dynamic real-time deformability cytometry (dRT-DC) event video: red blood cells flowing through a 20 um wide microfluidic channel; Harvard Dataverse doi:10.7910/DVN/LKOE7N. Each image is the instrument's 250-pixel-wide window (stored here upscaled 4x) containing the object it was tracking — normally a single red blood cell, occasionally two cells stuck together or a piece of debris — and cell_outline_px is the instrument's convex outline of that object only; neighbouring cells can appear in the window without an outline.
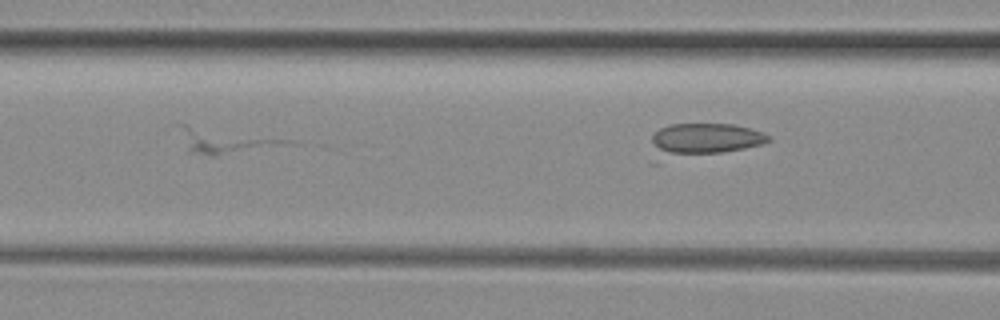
{"species": "common noctule bat (a hibernating species)", "species_latin": "Nyctalus noctula", "temperature_condition": "room temperature", "stored_images_in_passage": 19, "camera_frame_rate_fps": 3000, "um_per_image_px": 0.085, "animal": {"sex": "female", "body_mass_g": 29.2, "forearm_length_mm": 56.3}, "frame": {"image": 1, "passage_image": 19, "time_ms": 6.0, "image_size_px": [1000, 320], "cell_outline_px": [[772, 140], [764, 144], [724, 152], [660, 164], [652, 164], [652, 136], [660, 128], [668, 124], [732, 124], [764, 132], [772, 136]], "centroid_in_image_um": [59.67, 11.97], "position_along_channel_um": 106.9, "area_um2": 23.93}}